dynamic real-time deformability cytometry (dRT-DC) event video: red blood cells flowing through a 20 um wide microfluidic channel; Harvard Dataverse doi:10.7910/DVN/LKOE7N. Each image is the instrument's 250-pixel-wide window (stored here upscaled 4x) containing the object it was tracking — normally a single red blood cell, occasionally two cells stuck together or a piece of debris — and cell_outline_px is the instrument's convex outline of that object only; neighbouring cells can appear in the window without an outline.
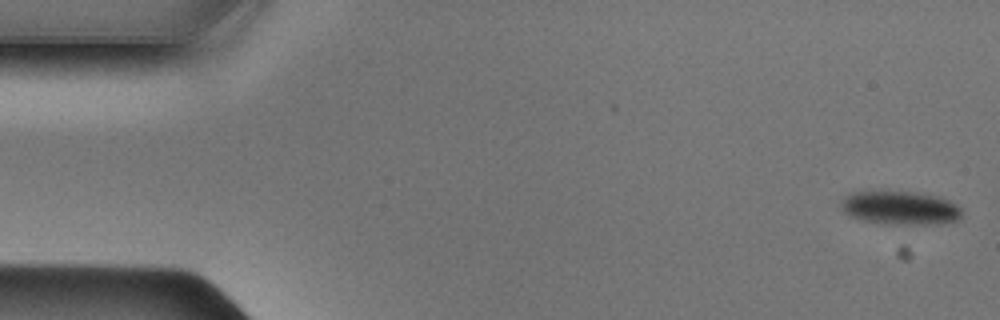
{"species": "Egyptian fruit bat (a non-hibernating species)", "species_latin": "Rousettus aegyptiacus", "temperature_condition": "cold", "stored_images_in_passage": 48, "camera_frame_rate_fps": 3000, "um_per_image_px": 0.085, "animal": {"sex": "male"}, "frame": {"image": 1, "passage_image": 1, "time_ms": 0.0, "image_size_px": [1000, 320], "cell_outline_px": [[960, 216], [956, 220], [936, 224], [888, 224], [864, 220], [852, 216], [844, 212], [840, 208], [840, 204], [852, 192], [912, 192], [940, 196], [956, 204], [960, 208]], "centroid_in_image_um": [76.53, 17.67], "position_along_channel_um": 8.5, "area_um2": 23.18}}
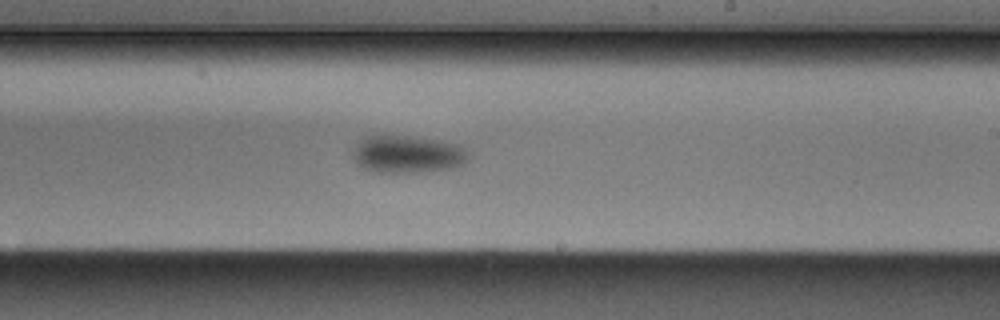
{"frame": {"image": 2, "passage_image": 28, "time_ms": 9.0, "image_size_px": [1000, 320], "cell_outline_px": [[472, 156], [464, 164], [452, 168], [420, 172], [372, 172], [364, 168], [352, 156], [352, 152], [364, 136], [408, 136], [440, 140], [460, 144], [472, 152]], "centroid_in_image_um": [34.74, 13.11], "position_along_channel_um": 254.3, "area_um2": 25.49}}
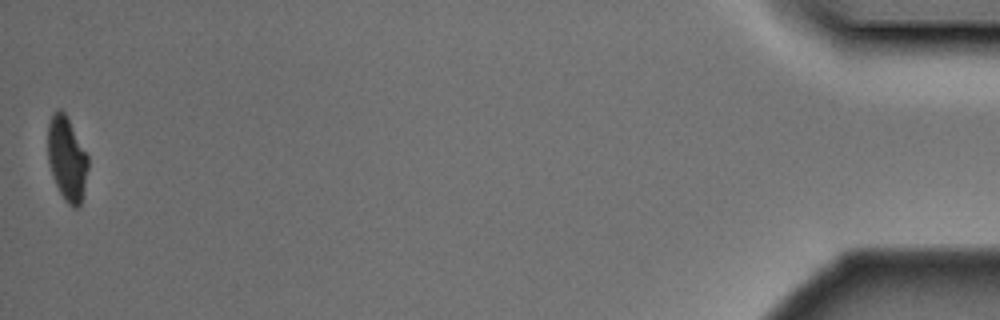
{"frame": {"image": 3, "passage_image": 48, "time_ms": 15.667, "image_size_px": [1000, 320], "cell_outline_px": [[88, 168], [80, 204], [76, 208], [72, 208], [64, 200], [52, 176], [48, 160], [48, 124], [52, 116], [60, 108], [64, 112], [88, 156]], "centroid_in_image_um": [5.68, 13.52], "position_along_channel_um": 429.5, "area_um2": 19.31}}